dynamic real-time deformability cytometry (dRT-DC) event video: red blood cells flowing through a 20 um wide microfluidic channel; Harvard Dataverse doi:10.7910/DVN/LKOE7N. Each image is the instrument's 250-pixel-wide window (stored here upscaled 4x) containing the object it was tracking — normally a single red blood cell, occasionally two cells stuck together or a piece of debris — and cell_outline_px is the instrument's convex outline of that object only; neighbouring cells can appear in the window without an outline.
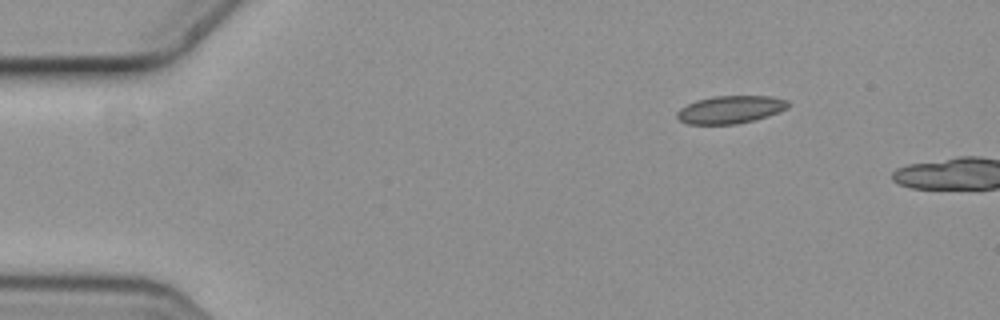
{"species": "common noctule bat (a hibernating species)", "species_latin": "Nyctalus noctula", "temperature_condition": "cold", "stored_images_in_passage": 2, "camera_frame_rate_fps": 3000, "um_per_image_px": 0.085, "animal": {"sex": "female", "body_mass_g": 19.3, "forearm_length_mm": 54.1}, "frame": {"image": 1, "passage_image": 1, "time_ms": 0.0, "image_size_px": [1000, 320], "cell_outline_px": [[788, 108], [780, 112], [756, 120], [736, 124], [684, 124], [676, 116], [676, 112], [680, 108], [696, 100], [712, 96], [772, 96], [788, 100]], "centroid_in_image_um": [62.09, 9.31], "position_along_channel_um": 22.9, "area_um2": 18.15}}